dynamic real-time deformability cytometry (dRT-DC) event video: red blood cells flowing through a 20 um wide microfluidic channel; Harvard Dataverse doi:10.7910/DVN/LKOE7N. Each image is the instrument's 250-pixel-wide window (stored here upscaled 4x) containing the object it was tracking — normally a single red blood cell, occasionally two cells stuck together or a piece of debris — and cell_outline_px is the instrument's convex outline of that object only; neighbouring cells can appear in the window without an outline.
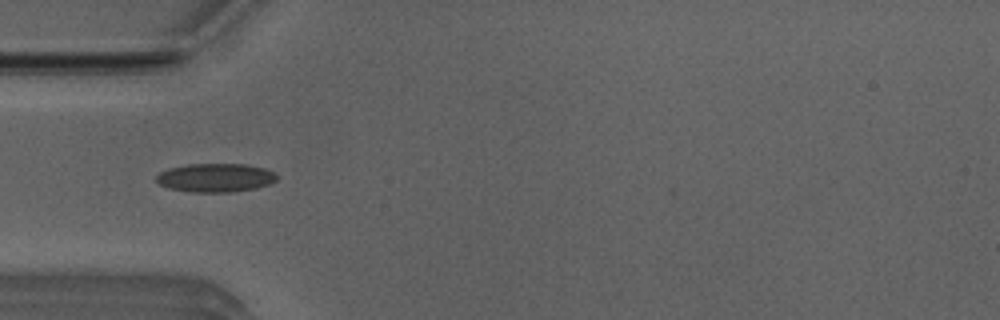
{"species": "Egyptian fruit bat (a non-hibernating species)", "species_latin": "Rousettus aegyptiacus", "temperature_condition": "room temperature", "stored_images_in_passage": 38, "camera_frame_rate_fps": 3000, "um_per_image_px": 0.085, "animal": {"sex": "male"}, "frame": {"image": 1, "passage_image": 7, "time_ms": 2.0, "image_size_px": [1000, 320], "cell_outline_px": [[280, 176], [272, 184], [256, 188], [232, 192], [192, 192], [168, 188], [160, 184], [156, 180], [156, 176], [160, 172], [168, 168], [188, 164], [244, 164], [264, 168]], "centroid_in_image_um": [18.34, 15.11], "position_along_channel_um": 66.7, "area_um2": 20.23}}
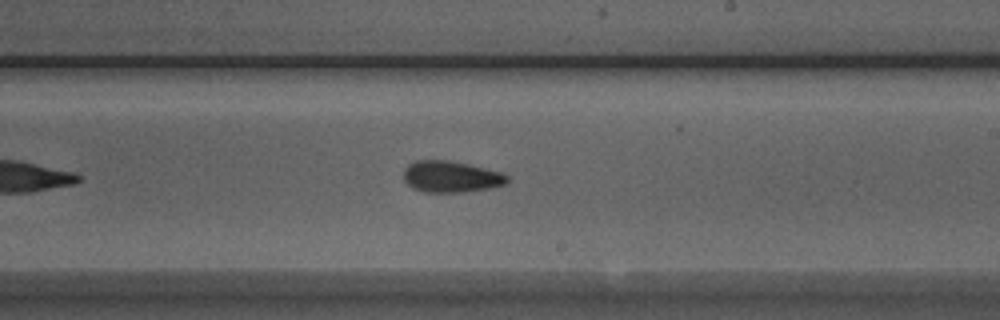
{"frame": {"image": 2, "passage_image": 21, "time_ms": 6.667, "image_size_px": [1000, 320], "cell_outline_px": [[508, 184], [488, 188], [460, 192], [424, 192], [412, 188], [404, 180], [404, 168], [408, 164], [416, 160], [448, 160], [468, 164], [504, 172], [508, 176]], "centroid_in_image_um": [38.34, 15.01], "position_along_channel_um": 250.7, "area_um2": 19.07}}
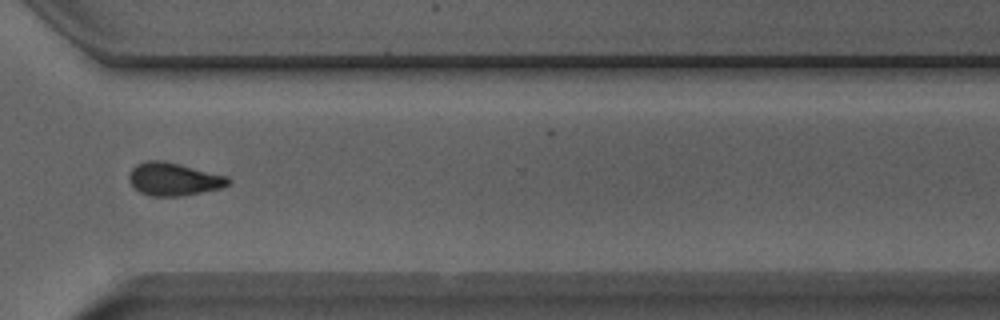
{"frame": {"image": 3, "passage_image": 29, "time_ms": 9.333, "image_size_px": [1000, 320], "cell_outline_px": [[232, 184], [220, 188], [180, 196], [152, 196], [140, 192], [128, 180], [128, 176], [132, 168], [136, 164], [148, 160], [164, 160], [228, 176], [232, 180]], "centroid_in_image_um": [14.78, 15.21], "position_along_channel_um": 355.8, "area_um2": 19.07}, "authors_computed_cell_mechanics": {"area_um2": 18.9006, "velocity_mm_per_s": 3.9402, "shape_relaxation_time_tau1_ms": 5.3593, "shape_relaxation_time_tau2_ms": 2.7839, "deformation_change_tau1": 0.1193, "deformation_change_tau2": 0.089}}